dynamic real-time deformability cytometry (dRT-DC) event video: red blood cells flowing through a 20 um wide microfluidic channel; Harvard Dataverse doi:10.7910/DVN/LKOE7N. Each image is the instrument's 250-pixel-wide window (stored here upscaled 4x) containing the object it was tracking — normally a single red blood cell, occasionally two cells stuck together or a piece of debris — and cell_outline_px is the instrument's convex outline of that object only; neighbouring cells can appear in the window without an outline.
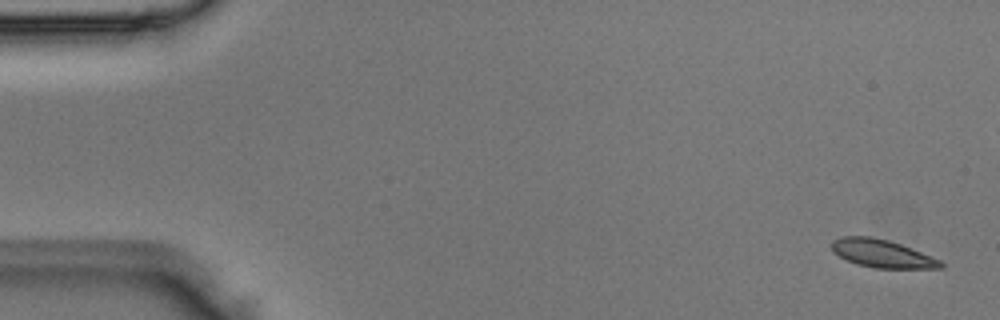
{"species": "Egyptian fruit bat (a non-hibernating species)", "species_latin": "Rousettus aegyptiacus", "temperature_condition": "room temperature", "stored_images_in_passage": 52, "camera_frame_rate_fps": 3000, "um_per_image_px": 0.085, "animal": {"sex": "male"}, "frame": {"image": 1, "passage_image": 2, "time_ms": 0.333, "image_size_px": [1000, 320], "cell_outline_px": [[944, 268], [872, 268], [856, 264], [832, 252], [832, 240], [844, 236], [872, 236], [888, 240], [900, 244], [940, 260], [944, 264]], "centroid_in_image_um": [74.95, 21.55], "position_along_channel_um": 10.1, "area_um2": 17.63}}
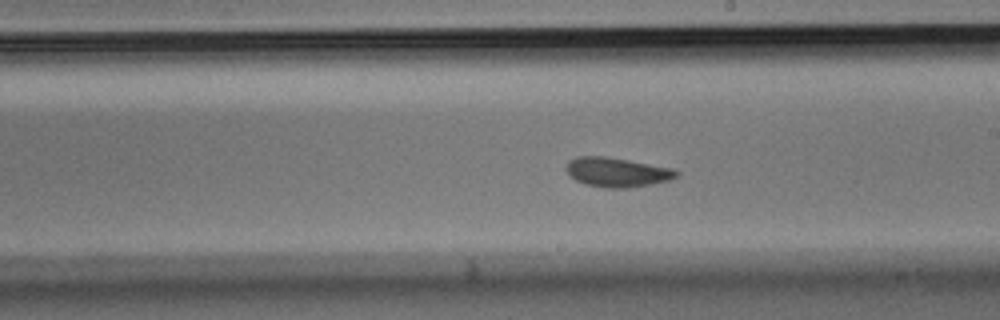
{"frame": {"image": 2, "passage_image": 29, "time_ms": 9.333, "image_size_px": [1000, 320], "cell_outline_px": [[680, 172], [676, 176], [668, 180], [652, 184], [628, 188], [604, 188], [584, 184], [576, 180], [568, 172], [568, 160], [576, 156], [604, 156], [672, 168]], "centroid_in_image_um": [52.44, 14.64], "position_along_channel_um": 236.6, "area_um2": 18.67}}
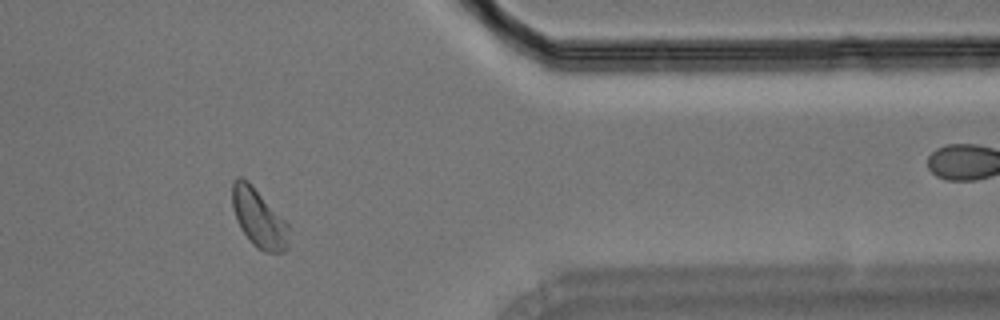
{"frame": {"image": 3, "passage_image": 42, "time_ms": 13.667, "image_size_px": [1000, 320], "cell_outline_px": [[288, 248], [284, 252], [268, 252], [256, 248], [252, 244], [240, 228], [236, 220], [232, 208], [232, 180], [236, 176], [240, 176], [248, 180], [252, 184], [288, 224]], "centroid_in_image_um": [21.96, 18.52], "position_along_channel_um": 389.4, "area_um2": 19.42}}